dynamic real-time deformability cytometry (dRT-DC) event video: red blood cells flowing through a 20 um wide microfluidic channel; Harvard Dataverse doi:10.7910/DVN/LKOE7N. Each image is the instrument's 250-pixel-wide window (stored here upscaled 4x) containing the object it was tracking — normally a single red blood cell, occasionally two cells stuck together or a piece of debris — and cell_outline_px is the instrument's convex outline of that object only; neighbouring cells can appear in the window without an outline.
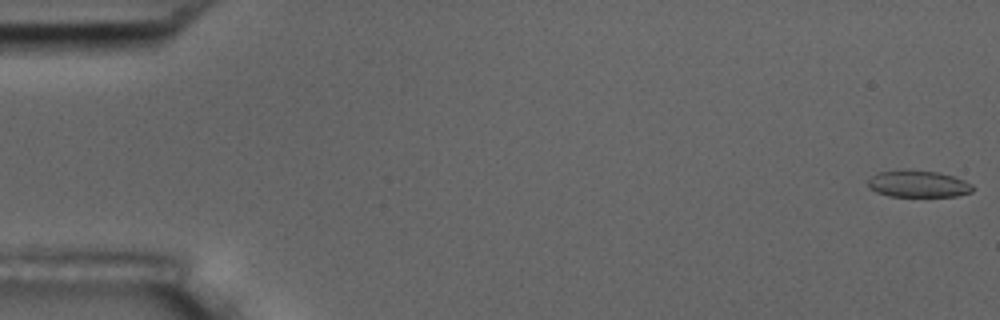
{"species": "common noctule bat (a hibernating species)", "species_latin": "Nyctalus noctula", "temperature_condition": "room temperature", "stored_images_in_passage": 5, "camera_frame_rate_fps": 3000, "um_per_image_px": 0.085, "animal": {"sex": "male", "body_mass_g": 17.5, "forearm_length_mm": 52.3}, "frame": {"image": 1, "passage_image": 1, "time_ms": 0.0, "image_size_px": [1000, 320], "cell_outline_px": [[976, 188], [972, 192], [956, 196], [888, 196], [876, 192], [868, 188], [868, 180], [872, 176], [880, 172], [900, 168], [940, 172], [964, 180], [972, 184]], "centroid_in_image_um": [78.04, 15.61], "position_along_channel_um": 7.0, "area_um2": 16.7}}